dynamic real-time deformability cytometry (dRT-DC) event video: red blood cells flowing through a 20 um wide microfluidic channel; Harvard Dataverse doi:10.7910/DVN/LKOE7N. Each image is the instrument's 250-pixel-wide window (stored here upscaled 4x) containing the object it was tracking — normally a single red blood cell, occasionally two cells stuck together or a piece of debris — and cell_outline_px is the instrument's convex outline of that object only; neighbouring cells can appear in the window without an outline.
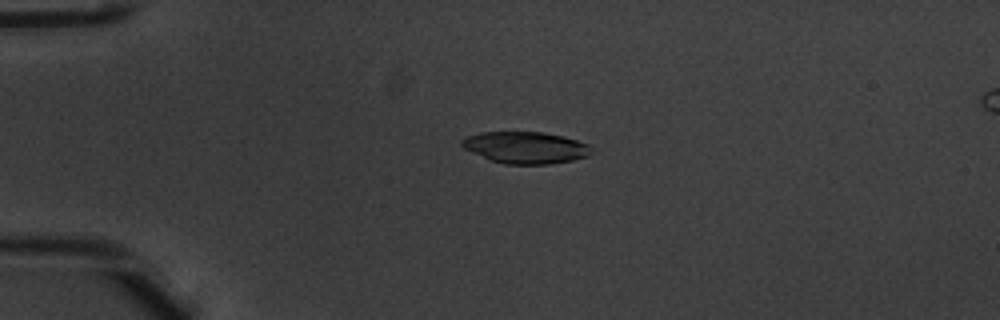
{"species": "common noctule bat (a hibernating species)", "species_latin": "Nyctalus noctula", "temperature_condition": "warm", "stored_images_in_passage": 52, "camera_frame_rate_fps": 3000, "um_per_image_px": 0.085, "animal": {"sex": "male", "body_mass_g": 20.1, "forearm_length_mm": 53.5}, "frame": {"image": 1, "passage_image": 13, "time_ms": 4.0, "image_size_px": [1000, 320], "cell_outline_px": [[596, 152], [588, 156], [572, 160], [548, 164], [504, 164], [488, 160], [464, 148], [460, 144], [460, 140], [468, 136], [480, 132], [544, 132], [564, 136], [588, 144]], "centroid_in_image_um": [44.69, 12.54], "position_along_channel_um": 40.3, "area_um2": 24.22}}
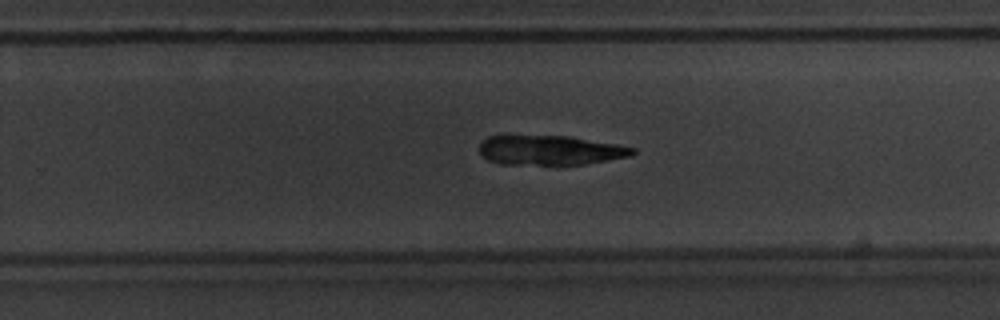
{"frame": {"image": 2, "passage_image": 34, "time_ms": 11.0, "image_size_px": [1000, 320], "cell_outline_px": [[636, 152], [632, 156], [584, 164], [500, 164], [488, 160], [480, 156], [480, 144], [488, 136], [504, 132], [568, 136], [616, 144], [636, 148]], "centroid_in_image_um": [46.66, 12.72], "position_along_channel_um": 283.1, "area_um2": 27.46}}
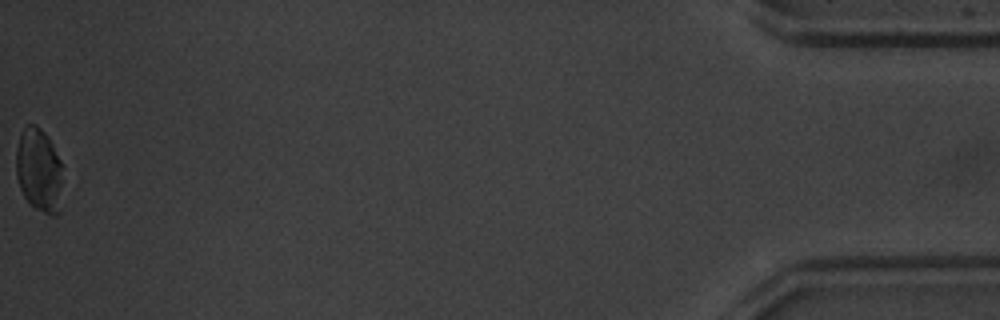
{"frame": {"image": 3, "passage_image": 52, "time_ms": 17.0, "image_size_px": [1000, 320], "cell_outline_px": [[64, 164], [60, 212], [56, 216], [52, 216], [28, 204], [20, 188], [16, 176], [16, 148], [20, 136], [24, 128], [28, 124], [36, 124], [44, 132]], "centroid_in_image_um": [3.35, 14.5], "position_along_channel_um": 431.9, "area_um2": 23.35}, "authors_computed_cell_mechanics": {"area_um2": 27.1371, "velocity_mm_per_s": 3.9777, "shape_relaxation_time_tau1_ms": 3.5917, "shape_relaxation_time_tau2_ms": 3.2251, "deformation_change_tau1": 0.1092, "deformation_change_tau2": 0.0794}}